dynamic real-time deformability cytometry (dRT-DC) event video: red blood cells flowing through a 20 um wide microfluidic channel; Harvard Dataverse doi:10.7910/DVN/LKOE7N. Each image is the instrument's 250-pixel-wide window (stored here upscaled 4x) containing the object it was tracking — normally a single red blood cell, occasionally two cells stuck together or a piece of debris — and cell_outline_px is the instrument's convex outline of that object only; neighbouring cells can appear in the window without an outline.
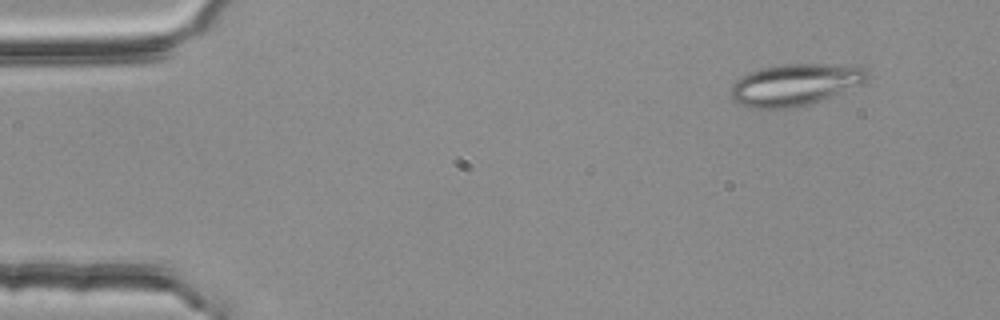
{"species": "common noctule bat (a hibernating species)", "species_latin": "Nyctalus noctula", "temperature_condition": "room temperature", "stored_images_in_passage": 6, "camera_frame_rate_fps": 3000, "um_per_image_px": 0.085, "animal": {"sex": "female", "body_mass_g": 25.1}, "frame": {"image": 1, "passage_image": 2, "time_ms": 0.333, "image_size_px": [1000, 320], "cell_outline_px": [[868, 80], [860, 84], [832, 96], [808, 104], [788, 108], [756, 108], [740, 104], [732, 100], [728, 96], [728, 92], [732, 84], [740, 76], [748, 72], [760, 68], [784, 64], [856, 64], [864, 68], [868, 72]], "centroid_in_image_um": [67.55, 7.17], "position_along_channel_um": 17.4, "area_um2": 33.47}}